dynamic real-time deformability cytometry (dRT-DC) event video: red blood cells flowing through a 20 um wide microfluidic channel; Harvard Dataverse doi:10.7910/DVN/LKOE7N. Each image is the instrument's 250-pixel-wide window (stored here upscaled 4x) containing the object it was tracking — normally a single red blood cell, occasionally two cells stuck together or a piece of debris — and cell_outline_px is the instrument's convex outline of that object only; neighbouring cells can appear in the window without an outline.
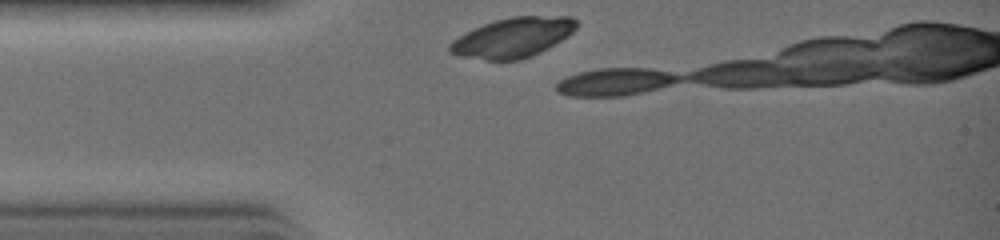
{"species": "common noctule bat (a hibernating species)", "species_latin": "Nyctalus noctula", "temperature_condition": "warm", "stored_images_in_passage": 2, "camera_frame_rate_fps": 3000, "um_per_image_px": 0.085, "animal": {"sex": "female", "body_mass_g": 19.0, "forearm_length_mm": 51.5}, "frame": {"image": 1, "passage_image": 1, "time_ms": 0.0, "image_size_px": [1000, 240], "cell_outline_px": [[580, 24], [568, 36], [548, 48], [532, 56], [520, 60], [484, 60], [460, 56], [448, 52], [448, 44], [452, 40], [464, 32], [484, 24], [496, 20], [512, 16], [568, 16], [576, 20]], "centroid_in_image_um": [43.58, 3.19], "position_along_channel_um": 41.4, "area_um2": 29.54}}